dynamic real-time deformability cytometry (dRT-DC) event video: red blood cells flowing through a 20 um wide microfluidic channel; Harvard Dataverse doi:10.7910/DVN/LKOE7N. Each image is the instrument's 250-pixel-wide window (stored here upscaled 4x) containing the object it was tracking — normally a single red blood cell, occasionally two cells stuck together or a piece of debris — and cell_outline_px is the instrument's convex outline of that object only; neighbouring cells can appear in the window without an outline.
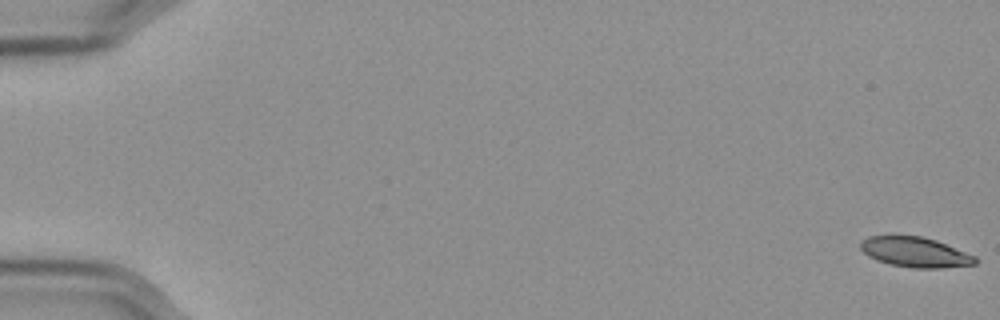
{"species": "Egyptian fruit bat (a non-hibernating species)", "species_latin": "Rousettus aegyptiacus", "temperature_condition": "cold", "stored_images_in_passage": 58, "camera_frame_rate_fps": 3000, "um_per_image_px": 0.085, "frame": {"image": 1, "passage_image": 1, "time_ms": 0.0, "image_size_px": [1000, 320], "cell_outline_px": [[976, 264], [940, 268], [912, 268], [892, 264], [876, 260], [868, 256], [860, 248], [860, 240], [868, 236], [896, 232], [920, 236], [936, 240], [976, 256]], "centroid_in_image_um": [77.71, 21.38], "position_along_channel_um": 7.3, "area_um2": 20.75}}
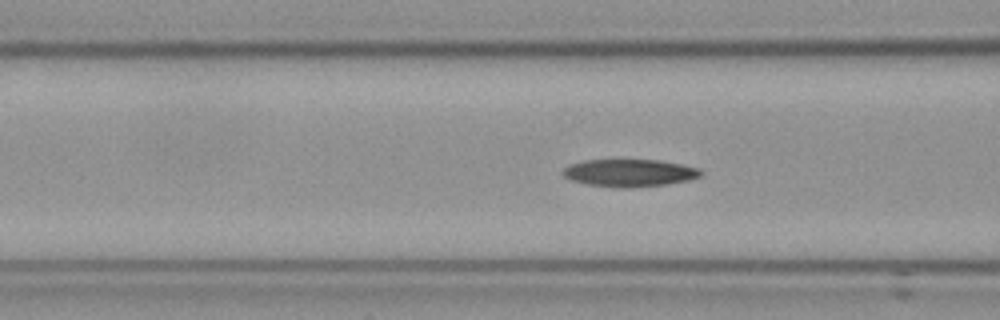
{"frame": {"image": 2, "passage_image": 24, "time_ms": 7.667, "image_size_px": [1000, 320], "cell_outline_px": [[704, 172], [700, 176], [688, 180], [668, 184], [628, 188], [620, 188], [588, 184], [572, 180], [564, 176], [560, 172], [564, 168], [572, 164], [584, 160], [660, 160], [684, 164], [700, 168]], "centroid_in_image_um": [53.55, 14.69], "position_along_channel_um": 113.0, "area_um2": 22.14}}
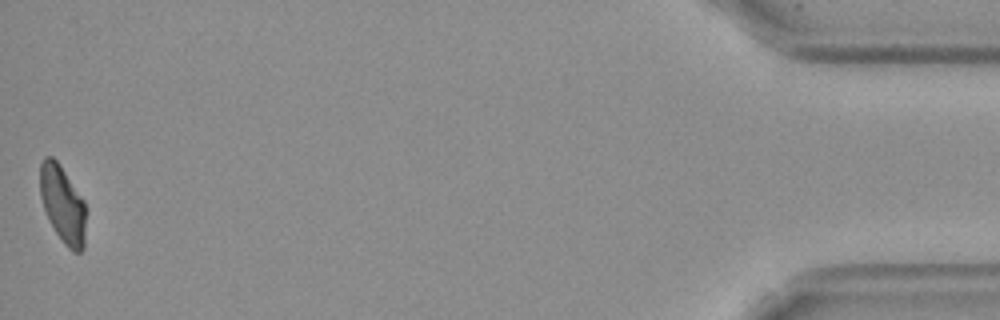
{"frame": {"image": 3, "passage_image": 58, "time_ms": 19.0, "image_size_px": [1000, 320], "cell_outline_px": [[84, 248], [80, 252], [72, 252], [64, 244], [56, 232], [44, 208], [40, 196], [40, 164], [44, 156], [52, 156], [56, 160], [84, 200]], "centroid_in_image_um": [5.31, 17.35], "position_along_channel_um": 429.9, "area_um2": 20.17}, "authors_computed_cell_mechanics": {"area_um2": 21.5305, "velocity_mm_per_s": 3.5672, "shape_relaxation_time_tau1_ms": 3.496, "shape_relaxation_time_tau2_ms": null, "deformation_change_tau1": 0.1452, "deformation_change_tau2": null}}